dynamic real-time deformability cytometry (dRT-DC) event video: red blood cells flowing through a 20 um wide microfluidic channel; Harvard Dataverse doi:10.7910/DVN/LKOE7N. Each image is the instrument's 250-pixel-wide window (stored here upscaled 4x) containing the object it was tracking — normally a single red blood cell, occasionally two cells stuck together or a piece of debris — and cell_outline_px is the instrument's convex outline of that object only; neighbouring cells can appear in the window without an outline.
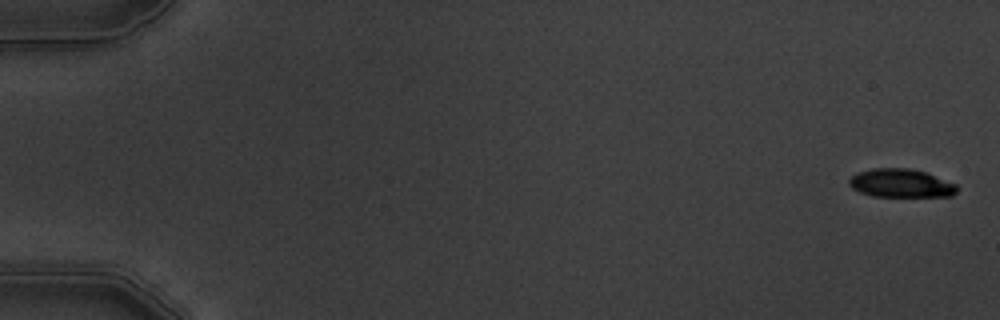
{"species": "common noctule bat (a hibernating species)", "species_latin": "Nyctalus noctula", "temperature_condition": "warm", "stored_images_in_passage": 6, "camera_frame_rate_fps": 3000, "um_per_image_px": 0.085, "animal": {"sex": "male", "body_mass_g": 19.5, "forearm_length_mm": 54.6}, "frame": {"image": 1, "passage_image": 1, "time_ms": 0.0, "image_size_px": [1000, 320], "cell_outline_px": [[960, 188], [952, 196], [872, 196], [860, 192], [852, 188], [848, 184], [848, 180], [856, 172], [872, 168], [908, 168], [928, 172], [956, 184]], "centroid_in_image_um": [76.58, 15.56], "position_along_channel_um": 8.4, "area_um2": 18.09}}
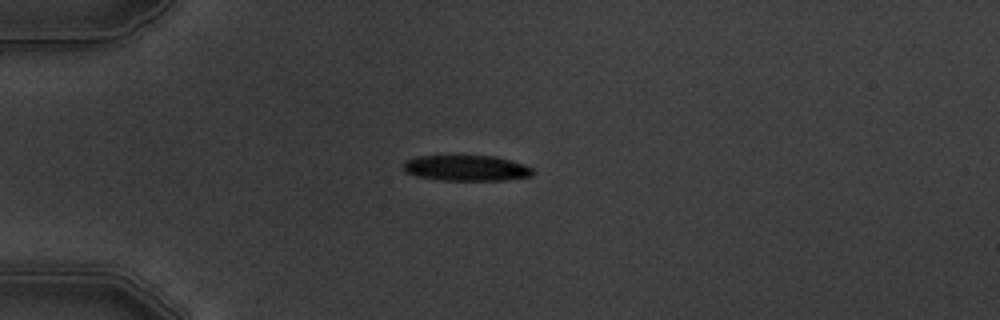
{"frame": {"image": 2, "passage_image": 5, "time_ms": 4.667, "image_size_px": [1000, 320], "cell_outline_px": [[532, 176], [508, 180], [436, 180], [416, 176], [404, 172], [404, 164], [408, 160], [416, 156], [496, 156], [532, 168]], "centroid_in_image_um": [39.6, 14.3], "position_along_channel_um": 45.4, "area_um2": 19.19}}